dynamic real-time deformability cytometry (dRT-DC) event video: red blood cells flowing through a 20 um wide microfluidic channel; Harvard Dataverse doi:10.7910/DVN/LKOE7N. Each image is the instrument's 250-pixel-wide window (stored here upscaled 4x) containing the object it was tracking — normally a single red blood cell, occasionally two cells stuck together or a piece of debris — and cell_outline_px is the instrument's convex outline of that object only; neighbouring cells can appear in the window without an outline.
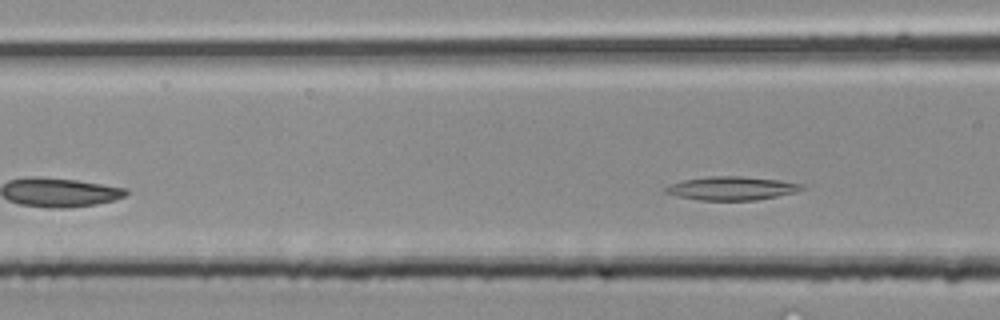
{"species": "common noctule bat (a hibernating species)", "species_latin": "Nyctalus noctula", "temperature_condition": "room temperature", "stored_images_in_passage": 4, "segment_of_instrument_passage": [2, 2], "camera_frame_rate_fps": 3000, "um_per_image_px": 0.085, "animal": {"sex": "male", "body_mass_g": 20.4}, "frame": {"image": 1, "passage_image": 4, "time_ms": 1.0, "image_size_px": [1000, 320], "cell_outline_px": [[804, 188], [796, 192], [756, 200], [700, 200], [676, 196], [664, 192], [664, 188], [668, 184], [684, 180], [712, 176], [740, 176], [780, 180], [804, 184]], "centroid_in_image_um": [62.18, 16.0], "position_along_channel_um": 104.4, "area_um2": 18.67}}